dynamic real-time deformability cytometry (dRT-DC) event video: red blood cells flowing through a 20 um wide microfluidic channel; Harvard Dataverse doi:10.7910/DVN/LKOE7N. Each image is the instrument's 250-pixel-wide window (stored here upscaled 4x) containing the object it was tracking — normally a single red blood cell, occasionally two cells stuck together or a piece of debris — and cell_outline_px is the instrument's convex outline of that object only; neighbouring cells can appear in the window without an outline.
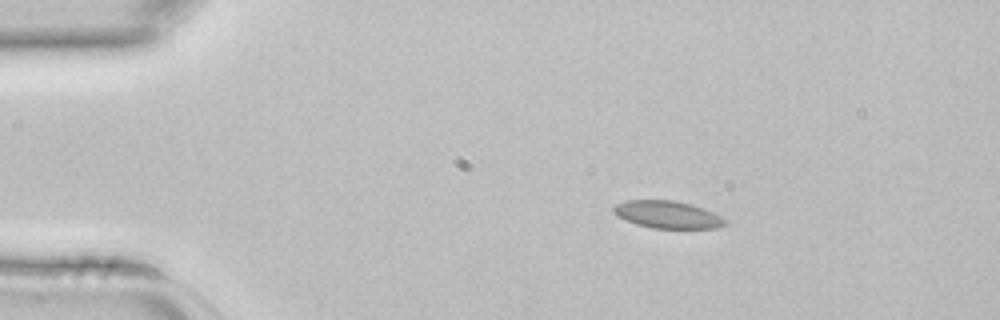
{"species": "common noctule bat (a hibernating species)", "species_latin": "Nyctalus noctula", "temperature_condition": "room temperature", "stored_images_in_passage": 3, "camera_frame_rate_fps": 3000, "um_per_image_px": 0.085, "animal": {"sex": "female", "body_mass_g": 22.7, "forearm_length_mm": 54.2}, "frame": {"image": 1, "passage_image": 1, "time_ms": 0.0, "image_size_px": [1000, 320], "cell_outline_px": [[728, 224], [716, 228], [652, 228], [636, 224], [616, 216], [612, 212], [612, 208], [616, 204], [628, 200], [676, 200], [692, 204], [704, 208], [728, 220]], "centroid_in_image_um": [56.74, 18.24], "position_along_channel_um": 28.3, "area_um2": 17.98}}
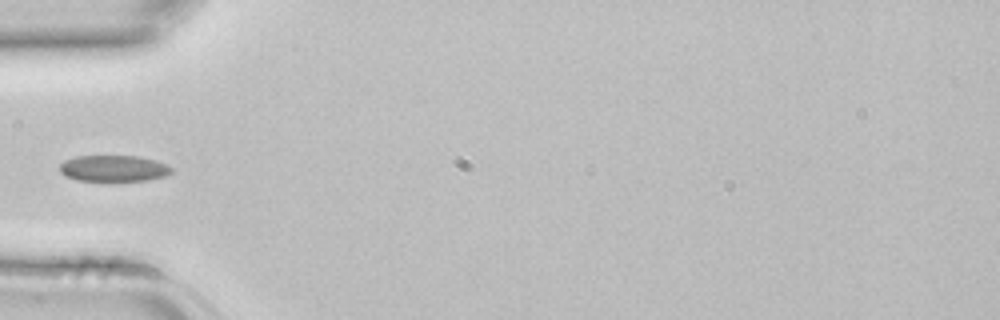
{"frame": {"image": 2, "passage_image": 3, "time_ms": 0.667, "image_size_px": [1000, 320], "cell_outline_px": [[172, 172], [164, 176], [148, 180], [76, 180], [64, 176], [60, 172], [60, 164], [64, 160], [76, 156], [140, 156], [156, 160], [172, 168]], "centroid_in_image_um": [9.63, 14.3], "position_along_channel_um": 75.4, "area_um2": 16.99}}